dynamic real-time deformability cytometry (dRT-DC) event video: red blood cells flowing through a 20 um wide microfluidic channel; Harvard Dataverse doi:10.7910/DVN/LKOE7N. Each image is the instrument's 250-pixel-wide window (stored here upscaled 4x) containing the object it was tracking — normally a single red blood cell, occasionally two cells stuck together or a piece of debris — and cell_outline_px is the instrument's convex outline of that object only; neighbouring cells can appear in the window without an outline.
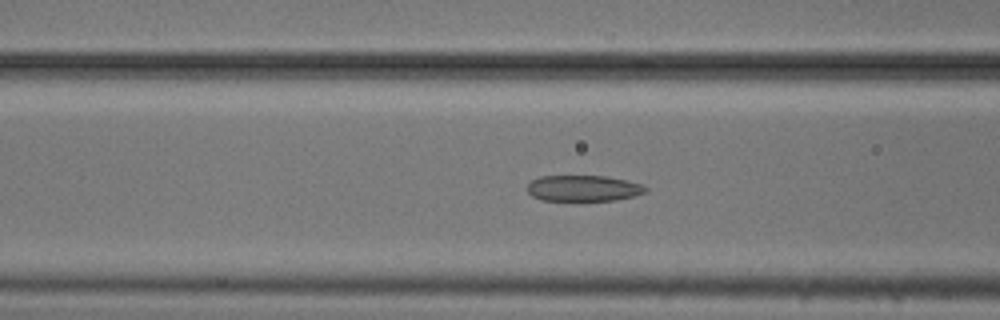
{"species": "common noctule bat (a hibernating species)", "species_latin": "Nyctalus noctula", "temperature_condition": "cold", "stored_images_in_passage": 42, "camera_frame_rate_fps": 3000, "um_per_image_px": 0.085, "animal": {"sex": "male", "body_mass_g": 20.5, "forearm_length_mm": 52.5}, "frame": {"image": 1, "passage_image": 8, "time_ms": 2.333, "image_size_px": [1000, 320], "cell_outline_px": [[648, 192], [616, 200], [540, 200], [532, 196], [528, 192], [528, 184], [532, 180], [540, 176], [608, 176], [628, 180], [644, 184], [648, 188]], "centroid_in_image_um": [49.63, 15.99], "position_along_channel_um": 117.0, "area_um2": 18.03}}
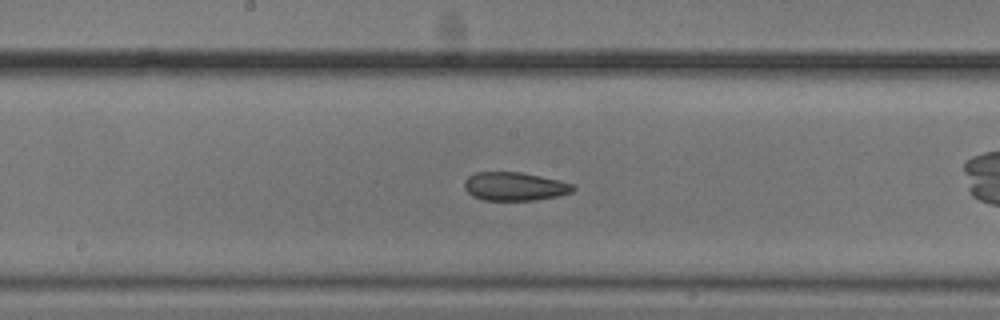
{"frame": {"image": 2, "passage_image": 15, "time_ms": 4.667, "image_size_px": [1000, 320], "cell_outline_px": [[576, 188], [572, 192], [556, 196], [536, 200], [484, 200], [472, 196], [464, 188], [464, 180], [468, 176], [476, 172], [520, 172], [540, 176], [576, 184]], "centroid_in_image_um": [43.74, 15.84], "position_along_channel_um": 204.5, "area_um2": 18.09}}
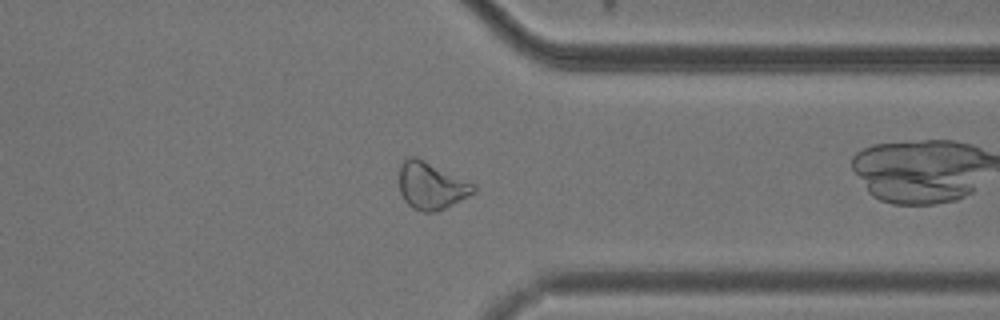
{"frame": {"image": 3, "passage_image": 29, "time_ms": 9.333, "image_size_px": [1000, 320], "cell_outline_px": [[476, 192], [436, 212], [424, 212], [412, 208], [404, 200], [400, 192], [400, 164], [408, 156], [416, 156], [476, 184]], "centroid_in_image_um": [36.66, 15.78], "position_along_channel_um": 374.7, "area_um2": 20.46}, "authors_computed_cell_mechanics": {"area_um2": 19.2763, "velocity_mm_per_s": 3.7257, "shape_relaxation_time_tau1_ms": null, "shape_relaxation_time_tau2_ms": 2.9842, "deformation_change_tau1": null, "deformation_change_tau2": 0.0854}}